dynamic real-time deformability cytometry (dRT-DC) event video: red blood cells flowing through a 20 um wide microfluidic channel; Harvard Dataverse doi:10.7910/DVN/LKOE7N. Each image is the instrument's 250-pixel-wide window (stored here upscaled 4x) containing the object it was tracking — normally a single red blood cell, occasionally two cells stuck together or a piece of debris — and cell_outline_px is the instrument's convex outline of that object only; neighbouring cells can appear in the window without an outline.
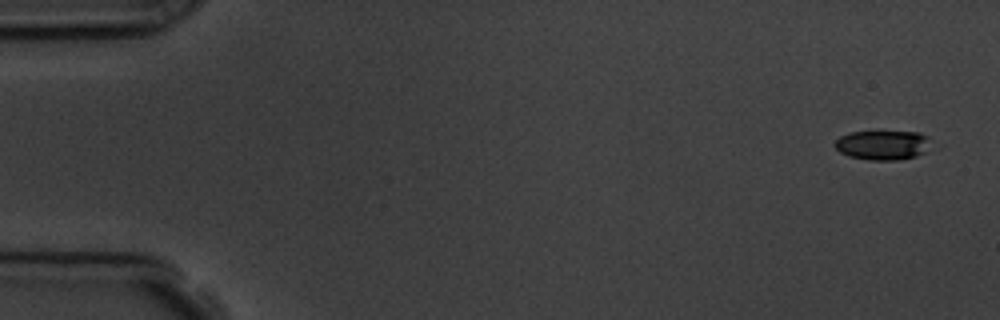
{"species": "common noctule bat (a hibernating species)", "species_latin": "Nyctalus noctula", "temperature_condition": "room temperature", "stored_images_in_passage": 4, "camera_frame_rate_fps": 3000, "um_per_image_px": 0.085, "animal": {"sex": "male", "body_mass_g": 19.5, "forearm_length_mm": 54.6}, "frame": {"image": 1, "passage_image": 1, "time_ms": 0.0, "image_size_px": [1000, 320], "cell_outline_px": [[928, 152], [916, 156], [896, 160], [868, 160], [848, 156], [840, 152], [832, 144], [840, 136], [848, 132], [920, 132], [928, 136]], "centroid_in_image_um": [75.0, 12.33], "position_along_channel_um": 10.0, "area_um2": 16.59}}
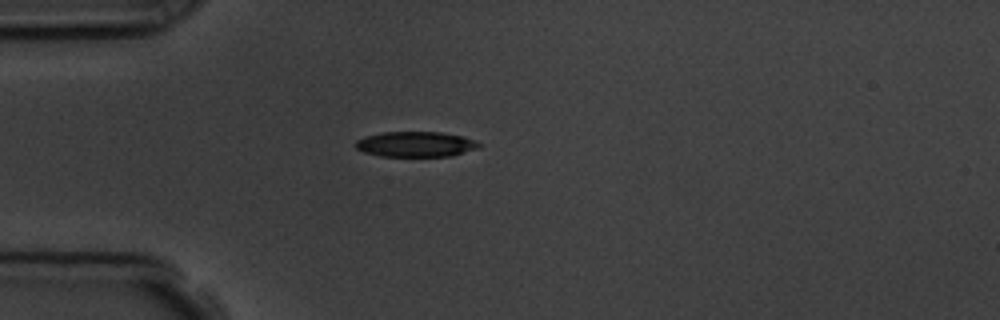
{"frame": {"image": 2, "passage_image": 4, "time_ms": 4.333, "image_size_px": [1000, 320], "cell_outline_px": [[480, 148], [452, 156], [380, 156], [364, 152], [356, 148], [356, 140], [364, 136], [384, 132], [440, 132], [464, 136], [476, 140], [480, 144]], "centroid_in_image_um": [35.37, 12.26], "position_along_channel_um": 49.6, "area_um2": 18.32}}